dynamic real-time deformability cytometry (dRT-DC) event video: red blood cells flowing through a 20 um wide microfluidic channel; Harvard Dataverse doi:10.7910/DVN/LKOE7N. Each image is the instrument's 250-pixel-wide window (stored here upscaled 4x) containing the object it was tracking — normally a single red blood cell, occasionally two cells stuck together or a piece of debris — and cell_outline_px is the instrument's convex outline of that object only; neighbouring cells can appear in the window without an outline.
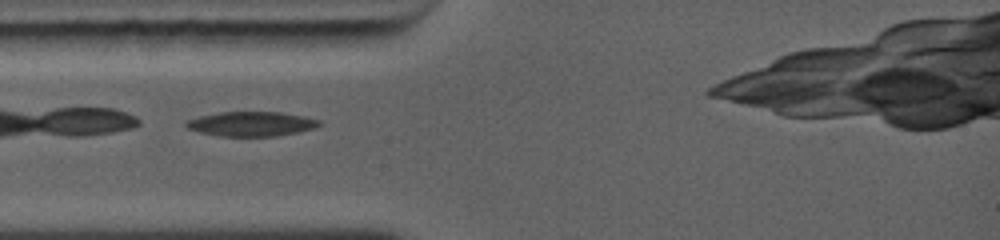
{"species": "common noctule bat (a hibernating species)", "species_latin": "Nyctalus noctula", "temperature_condition": "warm", "stored_images_in_passage": 6, "camera_frame_rate_fps": 5000, "um_per_image_px": 0.085, "animal": {"sex": "female", "body_mass_g": 19.0, "forearm_length_mm": 56.7}, "frame": {"image": 1, "passage_image": 1, "time_ms": 0.0, "image_size_px": [1000, 240], "cell_outline_px": [[320, 124], [312, 128], [296, 132], [276, 136], [220, 136], [200, 132], [188, 128], [184, 124], [184, 120], [200, 116], [220, 112], [280, 112], [320, 120]], "centroid_in_image_um": [21.29, 10.53], "position_along_channel_um": 63.7, "area_um2": 18.79}}
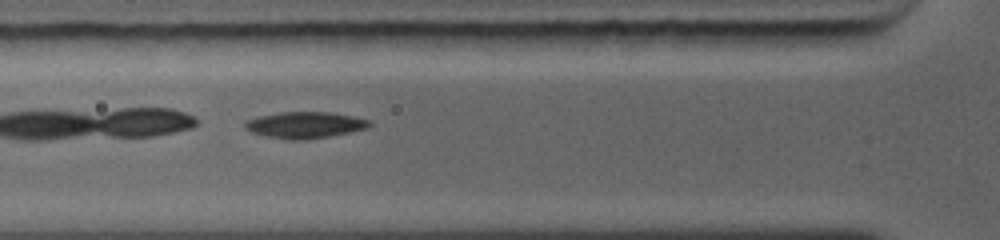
{"frame": {"image": 2, "passage_image": 3, "time_ms": 0.8, "image_size_px": [1000, 240], "cell_outline_px": [[372, 124], [368, 128], [328, 136], [304, 140], [288, 140], [264, 136], [252, 132], [244, 128], [244, 120], [256, 116], [280, 112], [328, 112], [352, 116], [368, 120]], "centroid_in_image_um": [25.84, 10.62], "position_along_channel_um": 100.0, "area_um2": 19.19}}